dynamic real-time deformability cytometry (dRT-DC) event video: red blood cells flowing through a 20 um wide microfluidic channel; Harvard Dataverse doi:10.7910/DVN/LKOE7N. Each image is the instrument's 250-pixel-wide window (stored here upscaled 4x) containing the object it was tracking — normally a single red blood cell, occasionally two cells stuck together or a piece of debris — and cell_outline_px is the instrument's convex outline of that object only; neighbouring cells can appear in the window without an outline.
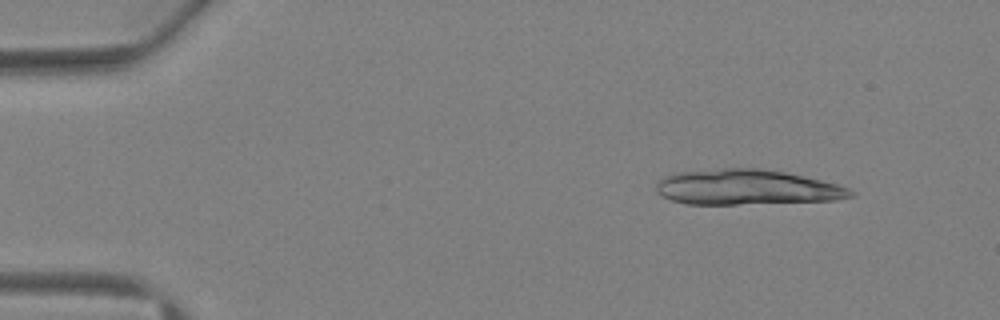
{"species": "Egyptian fruit bat (a non-hibernating species)", "species_latin": "Rousettus aegyptiacus", "temperature_condition": "warm", "stored_images_in_passage": 3, "camera_frame_rate_fps": 3000, "um_per_image_px": 0.085, "animal": {"sex": "female"}, "frame": {"image": 1, "passage_image": 1, "time_ms": 0.0, "image_size_px": [1000, 320], "cell_outline_px": [[856, 192], [852, 196], [836, 200], [736, 204], [688, 204], [672, 200], [656, 192], [656, 184], [664, 176], [676, 172], [720, 168], [760, 168], [784, 172], [804, 176], [836, 184], [848, 188]], "centroid_in_image_um": [63.45, 15.91], "position_along_channel_um": 21.6, "area_um2": 39.77}}